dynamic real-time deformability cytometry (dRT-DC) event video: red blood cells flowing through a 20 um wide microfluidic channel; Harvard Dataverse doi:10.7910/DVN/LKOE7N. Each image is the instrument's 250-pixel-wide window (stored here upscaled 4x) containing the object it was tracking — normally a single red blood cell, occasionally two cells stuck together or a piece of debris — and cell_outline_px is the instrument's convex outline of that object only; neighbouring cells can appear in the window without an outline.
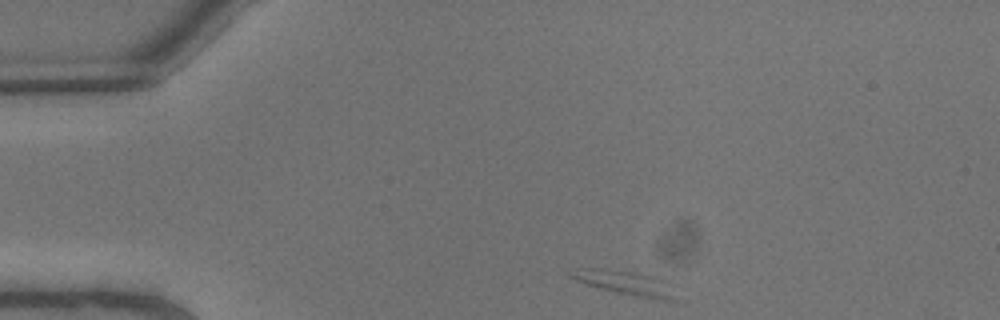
{"species": "common noctule bat (a hibernating species)", "species_latin": "Nyctalus noctula", "temperature_condition": "warm", "stored_images_in_passage": 3, "camera_frame_rate_fps": 3000, "um_per_image_px": 0.085, "animal": {"sex": "male", "body_mass_g": 13.3}, "frame": {"image": 1, "passage_image": 1, "time_ms": 0.0, "image_size_px": [1000, 320], "cell_outline_px": [[676, 300], [668, 300], [636, 296], [616, 292], [600, 288], [576, 280], [568, 276], [568, 268], [604, 268], [652, 276], [664, 280], [672, 284]], "centroid_in_image_um": [53.1, 24.02], "position_along_channel_um": 31.9, "area_um2": 14.68}}